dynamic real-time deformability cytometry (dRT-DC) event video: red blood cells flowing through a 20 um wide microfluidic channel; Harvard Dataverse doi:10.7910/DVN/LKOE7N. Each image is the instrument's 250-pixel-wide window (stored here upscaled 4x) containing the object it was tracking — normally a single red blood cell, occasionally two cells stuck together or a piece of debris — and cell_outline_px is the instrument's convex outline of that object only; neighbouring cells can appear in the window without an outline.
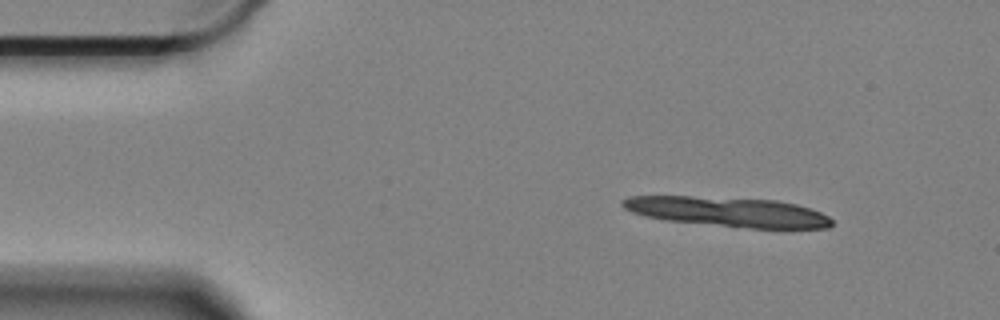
{"species": "Egyptian fruit bat (a non-hibernating species)", "species_latin": "Rousettus aegyptiacus", "temperature_condition": "cold", "stored_images_in_passage": 8, "camera_frame_rate_fps": 3000, "um_per_image_px": 0.085, "animal": {"sex": "female"}, "frame": {"image": 1, "passage_image": 1, "time_ms": 0.0, "image_size_px": [1000, 320], "cell_outline_px": [[832, 224], [828, 228], [736, 228], [664, 220], [644, 216], [632, 212], [624, 208], [620, 204], [620, 200], [628, 196], [692, 196], [776, 200], [796, 204], [820, 212], [828, 216], [832, 220]], "centroid_in_image_um": [61.81, 18.01], "position_along_channel_um": 23.2, "area_um2": 36.59}}